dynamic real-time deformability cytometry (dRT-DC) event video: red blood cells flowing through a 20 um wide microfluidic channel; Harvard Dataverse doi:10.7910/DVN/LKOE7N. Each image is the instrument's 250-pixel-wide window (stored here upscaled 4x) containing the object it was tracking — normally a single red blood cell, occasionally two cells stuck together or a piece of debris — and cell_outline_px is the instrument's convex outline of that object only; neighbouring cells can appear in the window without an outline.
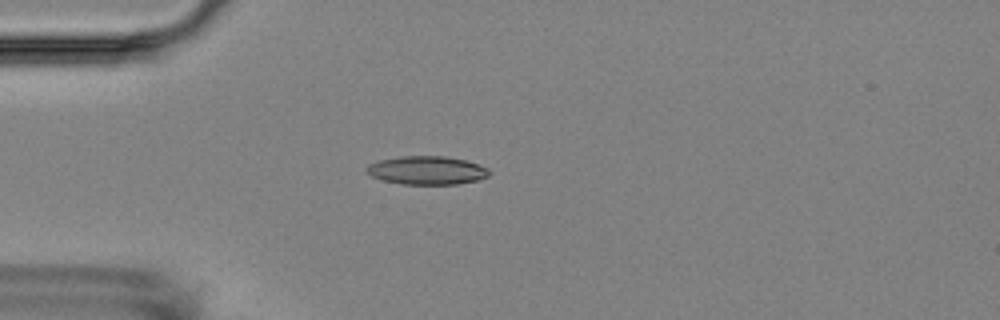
{"species": "Egyptian fruit bat (a non-hibernating species)", "species_latin": "Rousettus aegyptiacus", "temperature_condition": "room temperature", "stored_images_in_passage": 1, "camera_frame_rate_fps": 3000, "um_per_image_px": 0.085, "animal": {"sex": "female"}, "frame": {"image": 1, "passage_image": 1, "time_ms": 0.0, "image_size_px": [1000, 320], "cell_outline_px": [[488, 176], [476, 180], [456, 184], [400, 184], [384, 180], [372, 176], [364, 168], [368, 164], [380, 160], [400, 156], [444, 156], [464, 160], [488, 168]], "centroid_in_image_um": [36.24, 14.47], "position_along_channel_um": 48.8, "area_um2": 20.06}}